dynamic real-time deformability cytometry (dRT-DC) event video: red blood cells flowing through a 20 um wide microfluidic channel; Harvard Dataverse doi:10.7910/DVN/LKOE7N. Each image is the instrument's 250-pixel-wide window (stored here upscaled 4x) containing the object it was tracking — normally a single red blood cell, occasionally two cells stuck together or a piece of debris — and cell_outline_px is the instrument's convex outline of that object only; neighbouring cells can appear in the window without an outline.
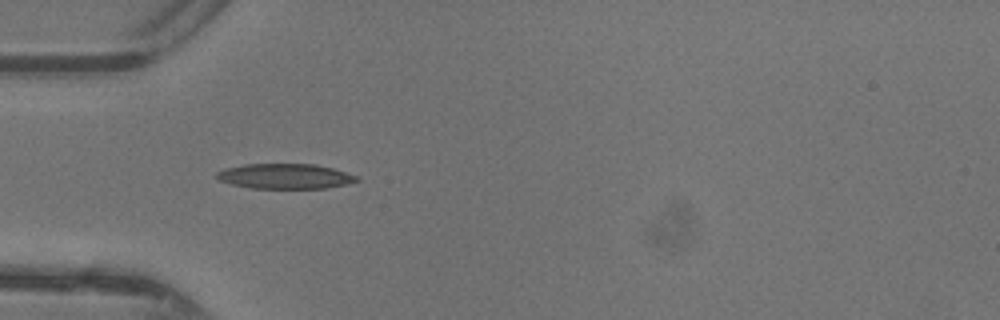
{"species": "common noctule bat (a hibernating species)", "species_latin": "Nyctalus noctula", "temperature_condition": "warm", "stored_images_in_passage": 33, "camera_frame_rate_fps": 3000, "um_per_image_px": 0.085, "animal": {"sex": "female"}, "frame": {"image": 1, "passage_image": 1, "time_ms": 0.0, "image_size_px": [1000, 320], "cell_outline_px": [[360, 180], [344, 184], [324, 188], [252, 188], [232, 184], [220, 180], [216, 176], [216, 172], [224, 168], [244, 164], [316, 164], [332, 168], [356, 176]], "centroid_in_image_um": [24.19, 14.97], "position_along_channel_um": 60.8, "area_um2": 20.23}}
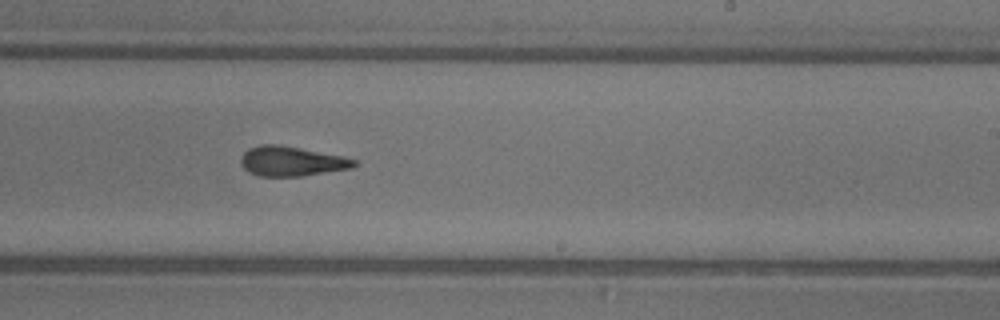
{"frame": {"image": 2, "passage_image": 15, "time_ms": 4.667, "image_size_px": [1000, 320], "cell_outline_px": [[356, 164], [352, 168], [300, 176], [260, 176], [248, 172], [240, 164], [240, 156], [248, 148], [260, 144], [280, 144], [344, 156], [356, 160]], "centroid_in_image_um": [24.74, 13.69], "position_along_channel_um": 264.3, "area_um2": 19.77}}
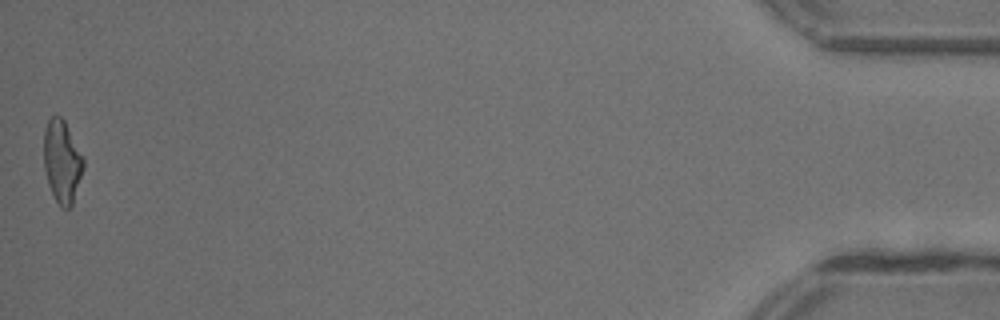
{"frame": {"image": 3, "passage_image": 33, "time_ms": 10.667, "image_size_px": [1000, 320], "cell_outline_px": [[84, 168], [72, 204], [68, 208], [60, 208], [48, 184], [44, 168], [44, 132], [48, 120], [52, 116], [60, 116], [64, 120], [84, 156]], "centroid_in_image_um": [5.28, 13.72], "position_along_channel_um": 429.9, "area_um2": 19.07}, "authors_computed_cell_mechanics": {"area_um2": 19.4786, "velocity_mm_per_s": 4.4165, "shape_relaxation_time_tau1_ms": 9.4538, "shape_relaxation_time_tau2_ms": 1.91, "deformation_change_tau1": 0.2931, "deformation_change_tau2": 0.1061}}